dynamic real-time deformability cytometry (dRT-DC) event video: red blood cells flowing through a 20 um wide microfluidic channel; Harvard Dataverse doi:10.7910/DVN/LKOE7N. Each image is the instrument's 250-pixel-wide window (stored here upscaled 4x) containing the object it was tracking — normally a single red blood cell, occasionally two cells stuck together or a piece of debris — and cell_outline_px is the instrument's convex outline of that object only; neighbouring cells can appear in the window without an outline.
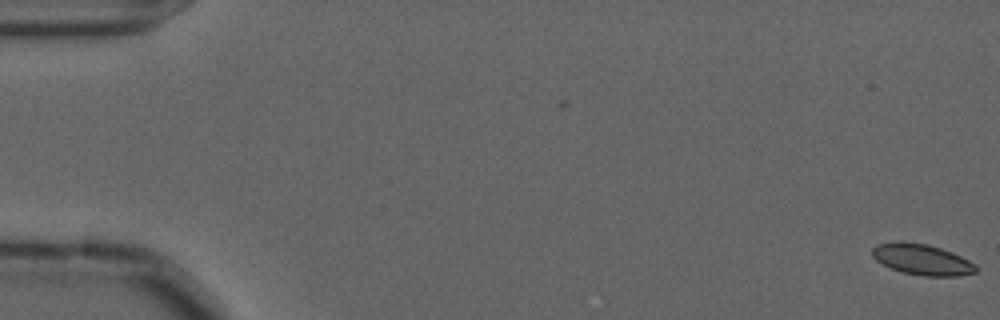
{"species": "common noctule bat (a hibernating species)", "species_latin": "Nyctalus noctula", "temperature_condition": "cold", "stored_images_in_passage": 2, "camera_frame_rate_fps": 3000, "um_per_image_px": 0.085, "animal": {"sex": "male", "forearm_length_mm": 52.5}, "frame": {"image": 1, "passage_image": 2, "time_ms": 0.333, "image_size_px": [1000, 320], "cell_outline_px": [[976, 272], [960, 276], [924, 276], [900, 272], [876, 260], [872, 256], [872, 248], [876, 244], [896, 240], [904, 240], [928, 244], [952, 252], [976, 264]], "centroid_in_image_um": [78.34, 22.04], "position_along_channel_um": 6.7, "area_um2": 18.9}}